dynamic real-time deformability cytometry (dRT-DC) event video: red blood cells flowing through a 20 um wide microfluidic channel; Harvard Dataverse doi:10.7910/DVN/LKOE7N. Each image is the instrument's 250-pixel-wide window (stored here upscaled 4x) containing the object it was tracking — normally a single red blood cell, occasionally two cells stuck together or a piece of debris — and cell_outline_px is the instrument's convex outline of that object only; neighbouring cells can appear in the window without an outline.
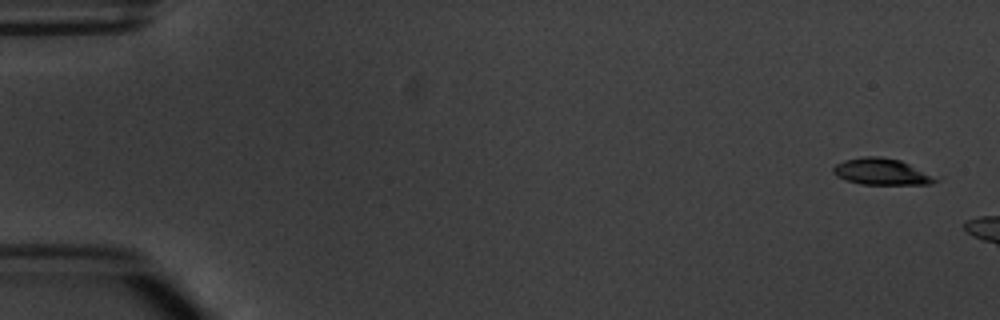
{"species": "common noctule bat (a hibernating species)", "species_latin": "Nyctalus noctula", "temperature_condition": "warm", "stored_images_in_passage": 4, "camera_frame_rate_fps": 3000, "um_per_image_px": 0.085, "animal": {"sex": "male", "body_mass_g": 20.1, "forearm_length_mm": 53.5}, "frame": {"image": 1, "passage_image": 1, "time_ms": 0.0, "image_size_px": [1000, 320], "cell_outline_px": [[940, 180], [932, 184], [860, 184], [844, 180], [836, 176], [832, 172], [832, 168], [836, 164], [844, 160], [864, 156], [880, 156], [900, 160]], "centroid_in_image_um": [74.85, 14.59], "position_along_channel_um": 10.1, "area_um2": 15.61}}